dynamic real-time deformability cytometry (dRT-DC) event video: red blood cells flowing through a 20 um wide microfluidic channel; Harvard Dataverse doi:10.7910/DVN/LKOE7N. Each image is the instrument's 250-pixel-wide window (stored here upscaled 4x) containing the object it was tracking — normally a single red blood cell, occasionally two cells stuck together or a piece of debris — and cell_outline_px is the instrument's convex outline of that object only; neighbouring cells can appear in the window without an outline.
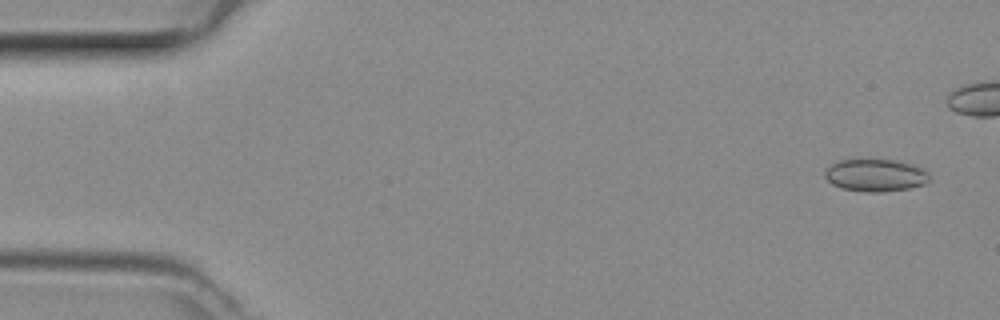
{"species": "common noctule bat (a hibernating species)", "species_latin": "Nyctalus noctula", "temperature_condition": "room temperature", "stored_images_in_passage": 6, "camera_frame_rate_fps": 3000, "um_per_image_px": 0.085, "animal": {"sex": "female", "body_mass_g": 29.2, "forearm_length_mm": 56.3}, "frame": {"image": 1, "passage_image": 3, "time_ms": 0.667, "image_size_px": [1000, 320], "cell_outline_px": [[928, 180], [924, 184], [908, 188], [880, 192], [864, 192], [844, 188], [832, 184], [824, 176], [824, 172], [832, 164], [840, 160], [856, 156], [900, 160], [924, 168], [928, 172]], "centroid_in_image_um": [74.4, 14.83], "position_along_channel_um": 10.6, "area_um2": 20.46}}